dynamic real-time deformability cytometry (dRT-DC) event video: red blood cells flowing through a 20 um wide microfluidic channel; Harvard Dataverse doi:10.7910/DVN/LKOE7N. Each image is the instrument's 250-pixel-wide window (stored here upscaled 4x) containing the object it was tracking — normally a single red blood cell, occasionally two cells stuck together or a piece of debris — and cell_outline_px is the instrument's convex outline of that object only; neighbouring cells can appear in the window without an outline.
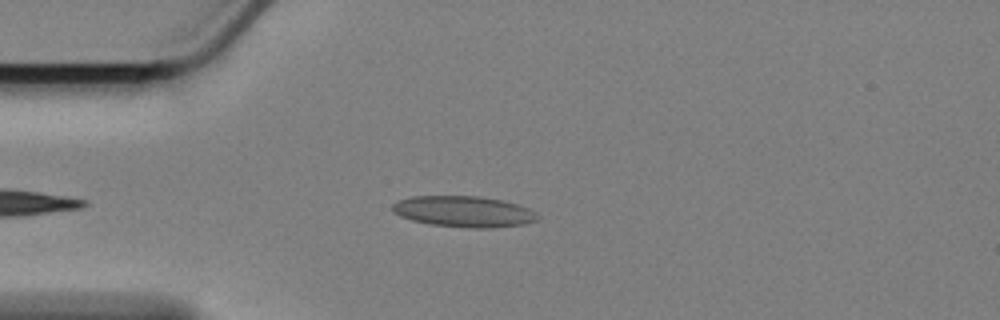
{"species": "Egyptian fruit bat (a non-hibernating species)", "species_latin": "Rousettus aegyptiacus", "temperature_condition": "cold", "stored_images_in_passage": 43, "camera_frame_rate_fps": 3000, "um_per_image_px": 0.085, "animal": {"sex": "female"}, "frame": {"image": 1, "passage_image": 3, "time_ms": 0.667, "image_size_px": [1000, 320], "cell_outline_px": [[540, 216], [536, 220], [524, 224], [492, 228], [468, 228], [428, 224], [412, 220], [400, 216], [392, 212], [392, 204], [400, 200], [412, 196], [480, 196], [504, 200], [520, 204], [536, 212]], "centroid_in_image_um": [39.44, 17.98], "position_along_channel_um": 45.6, "area_um2": 26.53}}
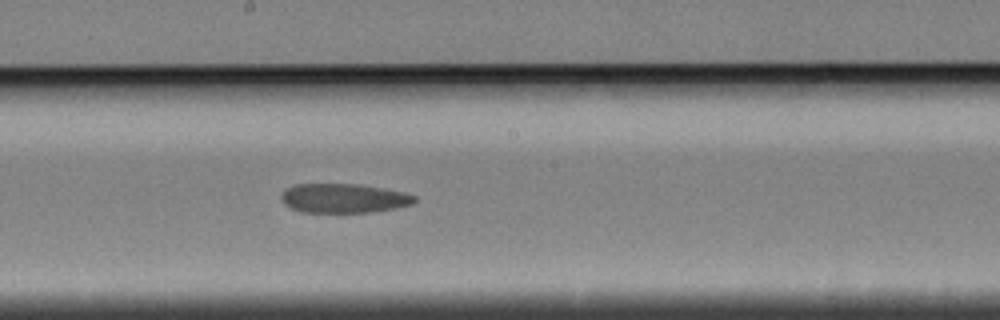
{"frame": {"image": 2, "passage_image": 20, "time_ms": 6.333, "image_size_px": [1000, 320], "cell_outline_px": [[416, 200], [412, 204], [396, 208], [372, 212], [300, 212], [284, 204], [280, 200], [280, 196], [288, 188], [296, 184], [360, 184], [404, 192], [416, 196]], "centroid_in_image_um": [29.22, 16.85], "position_along_channel_um": 219.0, "area_um2": 22.72}}
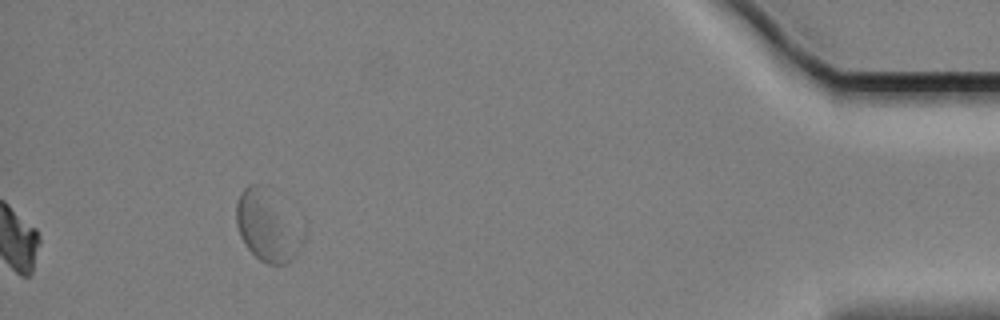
{"frame": {"image": 3, "passage_image": 43, "time_ms": 14.0, "image_size_px": [1000, 320], "cell_outline_px": [[296, 252], [292, 260], [284, 264], [268, 264], [260, 260], [244, 244], [240, 236], [236, 224], [236, 204], [240, 192], [248, 184], [256, 184], [276, 212]], "centroid_in_image_um": [22.29, 19.36], "position_along_channel_um": 412.9, "area_um2": 21.56}, "authors_computed_cell_mechanics": {"area_um2": 24.2182, "velocity_mm_per_s": 3.3154, "shape_relaxation_time_tau1_ms": null, "shape_relaxation_time_tau2_ms": 2.3521, "deformation_change_tau1": null, "deformation_change_tau2": 0.0535}}